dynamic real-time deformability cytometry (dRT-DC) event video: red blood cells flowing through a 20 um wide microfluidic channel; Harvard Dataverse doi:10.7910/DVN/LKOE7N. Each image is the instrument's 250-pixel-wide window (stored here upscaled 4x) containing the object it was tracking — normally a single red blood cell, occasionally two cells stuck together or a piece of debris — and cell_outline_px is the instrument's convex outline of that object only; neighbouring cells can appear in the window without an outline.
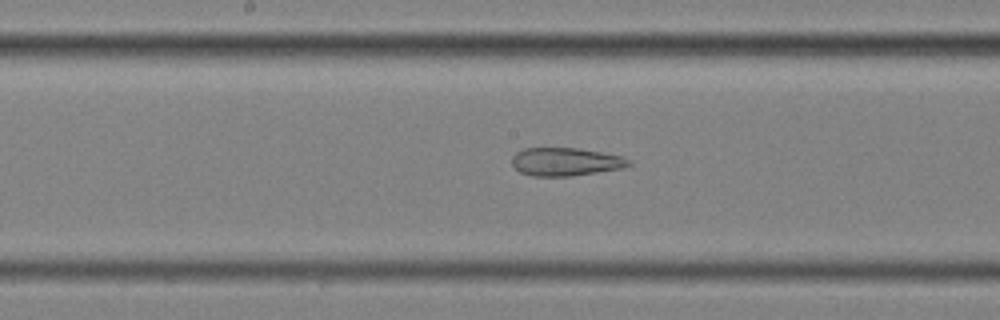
{"species": "common noctule bat (a hibernating species)", "species_latin": "Nyctalus noctula", "temperature_condition": "cold", "stored_images_in_passage": 57, "segment_of_instrument_passage": [2, 2], "camera_frame_rate_fps": 3000, "um_per_image_px": 0.085, "animal": {"sex": "female", "body_mass_g": 25.1}, "frame": {"image": 1, "passage_image": 30, "time_ms": 9.667, "image_size_px": [1000, 320], "cell_outline_px": [[632, 164], [620, 168], [572, 176], [532, 176], [520, 172], [512, 164], [512, 156], [516, 152], [524, 148], [576, 148], [624, 156]], "centroid_in_image_um": [48.04, 13.74], "position_along_channel_um": 200.2, "area_um2": 19.02}}
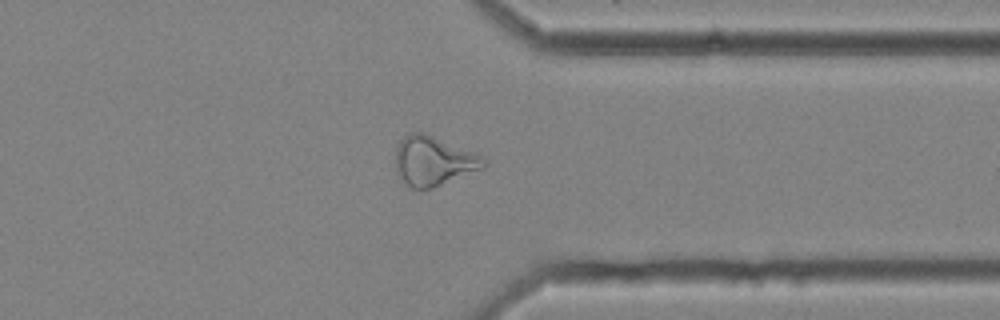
{"frame": {"image": 2, "passage_image": 45, "time_ms": 14.667, "image_size_px": [1000, 320], "cell_outline_px": [[488, 164], [484, 168], [432, 188], [412, 188], [396, 172], [396, 148], [400, 140], [408, 132], [424, 132], [480, 156]], "centroid_in_image_um": [36.81, 13.67], "position_along_channel_um": 374.6, "area_um2": 24.85}}
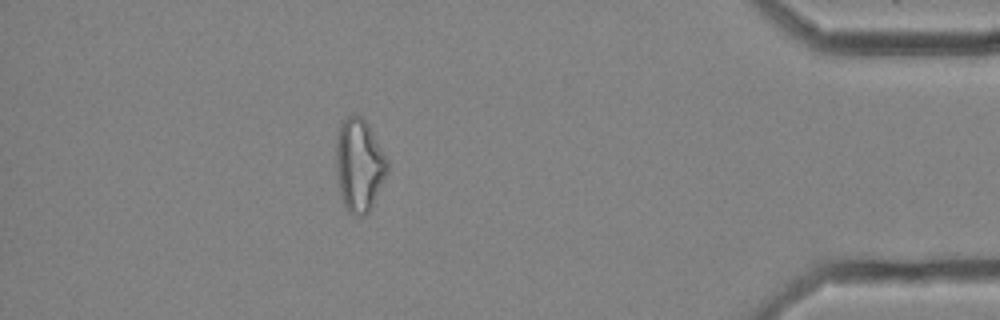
{"frame": {"image": 3, "passage_image": 51, "time_ms": 16.667, "image_size_px": [1000, 320], "cell_outline_px": [[388, 172], [368, 212], [364, 216], [352, 216], [348, 212], [344, 204], [340, 192], [336, 172], [336, 140], [340, 124], [348, 116], [356, 112], [368, 124], [388, 160]], "centroid_in_image_um": [30.52, 14.02], "position_along_channel_um": 404.7, "area_um2": 27.74}}